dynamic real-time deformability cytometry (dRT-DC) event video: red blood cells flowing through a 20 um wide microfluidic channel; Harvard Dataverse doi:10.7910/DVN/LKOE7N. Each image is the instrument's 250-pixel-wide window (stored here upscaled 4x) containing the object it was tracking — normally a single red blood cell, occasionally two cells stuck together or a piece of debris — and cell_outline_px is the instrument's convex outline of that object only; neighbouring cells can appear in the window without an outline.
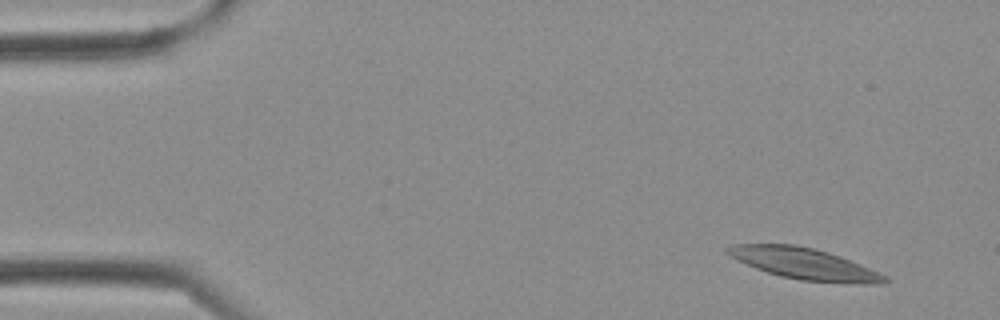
{"species": "Egyptian fruit bat (a non-hibernating species)", "species_latin": "Rousettus aegyptiacus", "temperature_condition": "cold", "stored_images_in_passage": 3, "camera_frame_rate_fps": 3000, "um_per_image_px": 0.085, "frame": {"image": 1, "passage_image": 1, "time_ms": 0.0, "image_size_px": [1000, 320], "cell_outline_px": [[888, 280], [880, 284], [856, 284], [800, 280], [780, 276], [756, 268], [724, 252], [724, 248], [732, 244], [796, 244], [828, 252], [840, 256], [880, 272], [888, 276]], "centroid_in_image_um": [68.4, 22.42], "position_along_channel_um": 16.6, "area_um2": 28.55}}
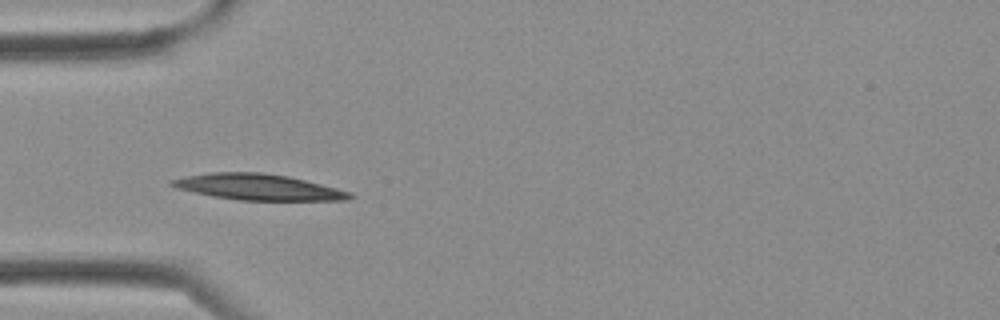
{"frame": {"image": 2, "passage_image": 3, "time_ms": 0.667, "image_size_px": [1000, 320], "cell_outline_px": [[356, 196], [348, 200], [236, 200], [212, 196], [176, 188], [168, 184], [168, 180], [184, 176], [212, 172], [260, 172], [288, 176], [352, 192]], "centroid_in_image_um": [21.91, 15.9], "position_along_channel_um": 63.1, "area_um2": 26.99}}